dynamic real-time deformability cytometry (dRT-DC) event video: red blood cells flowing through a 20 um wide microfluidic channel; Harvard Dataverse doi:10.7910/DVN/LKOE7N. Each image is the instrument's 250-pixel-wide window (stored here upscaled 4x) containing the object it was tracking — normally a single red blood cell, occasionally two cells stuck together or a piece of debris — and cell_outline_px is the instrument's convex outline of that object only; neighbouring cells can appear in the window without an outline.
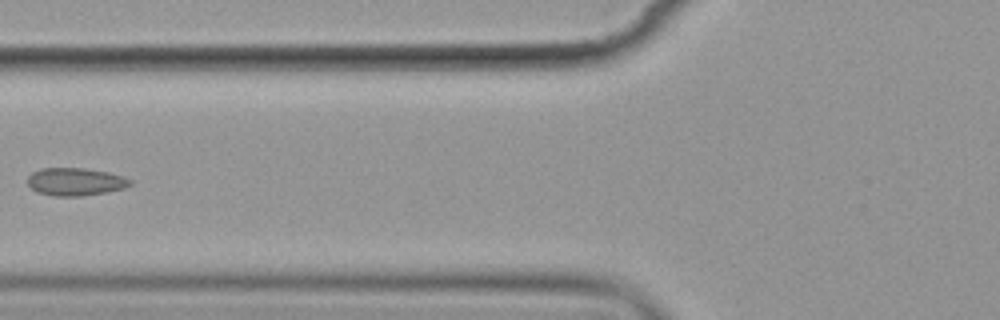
{"species": "common noctule bat (a hibernating species)", "species_latin": "Nyctalus noctula", "temperature_condition": "cold", "stored_images_in_passage": 9, "camera_frame_rate_fps": 3000, "um_per_image_px": 0.085, "animal": {"sex": "female", "body_mass_g": 19.9}, "frame": {"image": 1, "passage_image": 6, "time_ms": 6.0, "image_size_px": [1000, 320], "cell_outline_px": [[132, 184], [124, 188], [108, 192], [80, 196], [52, 196], [36, 192], [28, 184], [28, 176], [32, 172], [40, 168], [84, 168], [108, 172], [124, 176], [132, 180]], "centroid_in_image_um": [6.41, 15.45], "position_along_channel_um": 119.4, "area_um2": 16.76}}
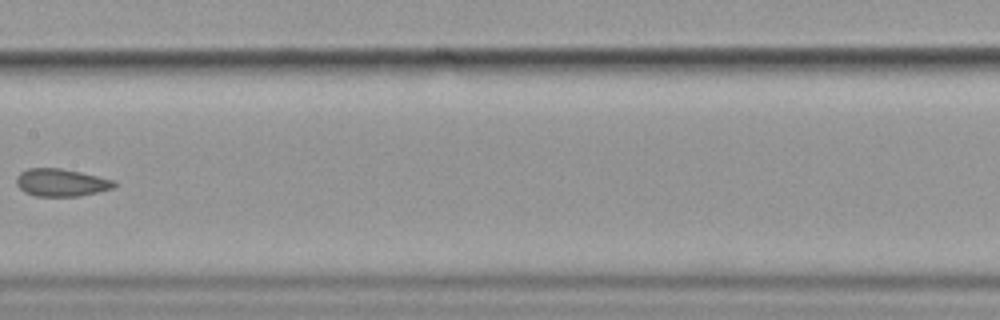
{"frame": {"image": 2, "passage_image": 8, "time_ms": 8.333, "image_size_px": [1000, 320], "cell_outline_px": [[116, 184], [112, 188], [80, 196], [36, 196], [24, 192], [16, 184], [16, 176], [20, 172], [28, 168], [60, 168], [80, 172], [116, 180]], "centroid_in_image_um": [5.18, 15.51], "position_along_channel_um": 202.2, "area_um2": 15.72}}
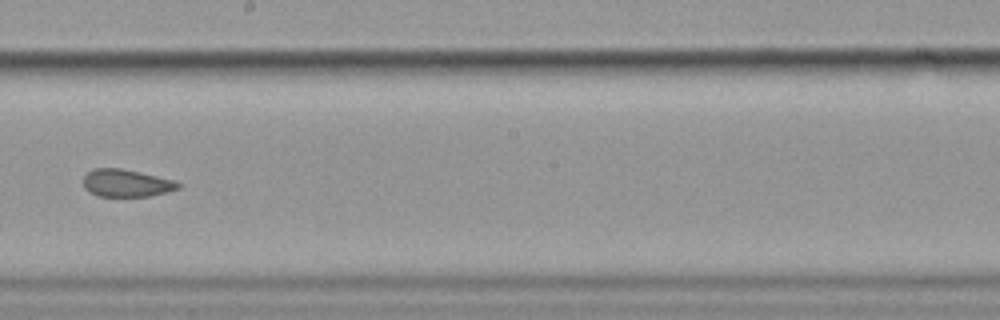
{"frame": {"image": 3, "passage_image": 9, "time_ms": 9.333, "image_size_px": [1000, 320], "cell_outline_px": [[180, 188], [168, 192], [152, 196], [96, 196], [88, 192], [84, 188], [84, 176], [92, 168], [120, 168], [140, 172], [176, 180], [180, 184]], "centroid_in_image_um": [10.75, 15.57], "position_along_channel_um": 237.5, "area_um2": 15.37}}